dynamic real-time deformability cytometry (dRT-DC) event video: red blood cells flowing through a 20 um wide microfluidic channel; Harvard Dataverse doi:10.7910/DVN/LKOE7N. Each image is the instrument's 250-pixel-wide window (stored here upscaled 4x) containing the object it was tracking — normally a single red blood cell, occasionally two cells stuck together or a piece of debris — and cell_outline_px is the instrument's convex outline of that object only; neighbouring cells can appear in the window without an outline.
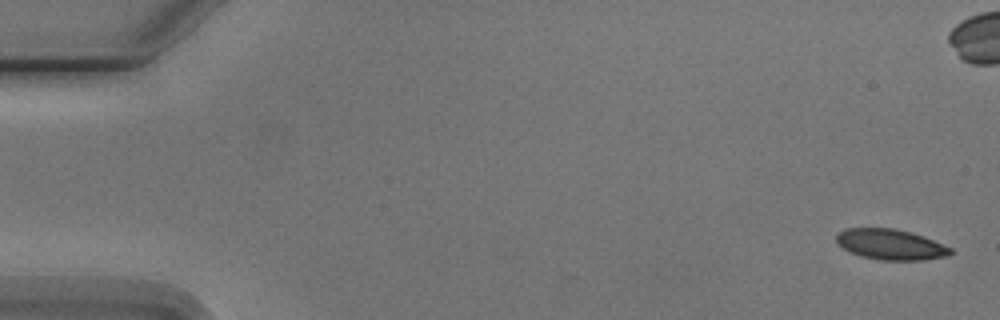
{"species": "Egyptian fruit bat (a non-hibernating species)", "species_latin": "Rousettus aegyptiacus", "temperature_condition": "cold", "stored_images_in_passage": 6, "camera_frame_rate_fps": 3000, "um_per_image_px": 0.085, "animal": {"sex": "male"}, "frame": {"image": 1, "passage_image": 1, "time_ms": 0.0, "image_size_px": [1000, 320], "cell_outline_px": [[952, 252], [948, 256], [924, 260], [880, 260], [860, 256], [848, 252], [836, 240], [836, 236], [844, 228], [892, 228], [924, 236], [952, 248]], "centroid_in_image_um": [75.71, 20.79], "position_along_channel_um": 9.3, "area_um2": 20.29}}